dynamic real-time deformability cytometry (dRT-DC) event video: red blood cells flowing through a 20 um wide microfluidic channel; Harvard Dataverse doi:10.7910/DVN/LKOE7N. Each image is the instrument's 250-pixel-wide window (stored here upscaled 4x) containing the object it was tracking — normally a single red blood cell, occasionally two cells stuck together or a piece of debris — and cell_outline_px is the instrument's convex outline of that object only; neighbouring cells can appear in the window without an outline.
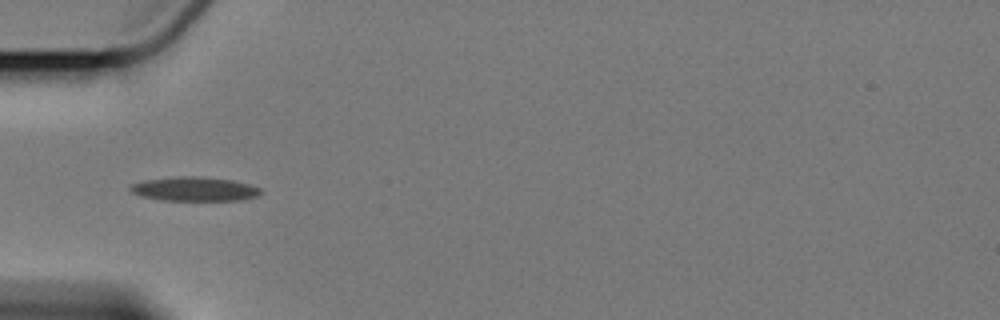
{"species": "Egyptian fruit bat (a non-hibernating species)", "species_latin": "Rousettus aegyptiacus", "temperature_condition": "cold", "stored_images_in_passage": 12, "camera_frame_rate_fps": 3000, "um_per_image_px": 0.085, "animal": {"sex": "female"}, "frame": {"image": 1, "passage_image": 2, "time_ms": 1.333, "image_size_px": [1000, 320], "cell_outline_px": [[264, 192], [256, 196], [240, 200], [164, 200], [140, 196], [132, 192], [128, 188], [132, 184], [144, 180], [172, 176], [200, 176], [232, 180], [248, 184], [260, 188]], "centroid_in_image_um": [16.51, 16.05], "position_along_channel_um": 68.5, "area_um2": 18.38}}
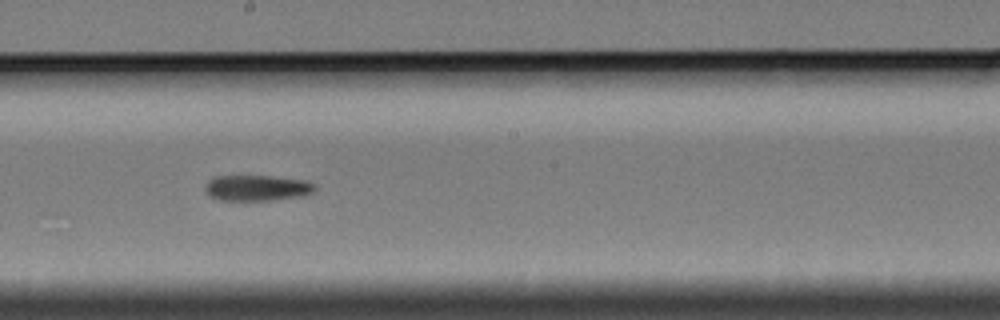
{"frame": {"image": 2, "passage_image": 6, "time_ms": 6.0, "image_size_px": [1000, 320], "cell_outline_px": [[316, 188], [308, 196], [268, 200], [220, 200], [208, 196], [204, 188], [204, 184], [212, 176], [272, 176], [308, 180], [316, 184]], "centroid_in_image_um": [21.86, 15.97], "position_along_channel_um": 226.3, "area_um2": 16.88}}
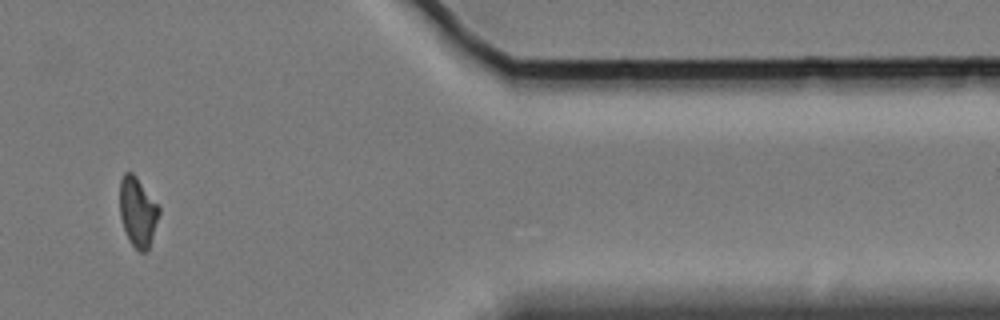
{"frame": {"image": 3, "passage_image": 10, "time_ms": 12.0, "image_size_px": [1000, 320], "cell_outline_px": [[160, 212], [148, 252], [140, 252], [128, 240], [120, 216], [120, 180], [124, 172], [132, 172], [136, 176], [160, 208]], "centroid_in_image_um": [11.7, 18.02], "position_along_channel_um": 399.7, "area_um2": 15.84}, "authors_computed_cell_mechanics": {"area_um2": 16.9354, "velocity_mm_per_s": 3.3837, "shape_relaxation_time_tau1_ms": 10.0271, "shape_relaxation_time_tau2_ms": null, "deformation_change_tau1": 0.1728, "deformation_change_tau2": null}}